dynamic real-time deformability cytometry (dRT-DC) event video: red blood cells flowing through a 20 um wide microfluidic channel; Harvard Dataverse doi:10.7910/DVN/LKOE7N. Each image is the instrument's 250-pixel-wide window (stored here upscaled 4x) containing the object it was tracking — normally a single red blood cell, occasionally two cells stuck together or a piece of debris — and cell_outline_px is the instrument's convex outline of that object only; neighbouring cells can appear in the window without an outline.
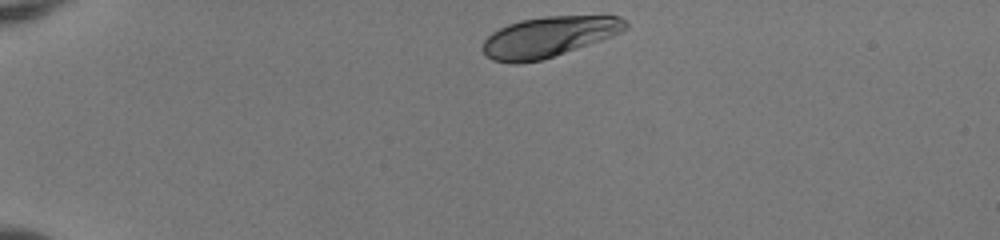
{"species": "human", "species_latin": "Homo sapiens", "temperature_condition": "room temperature", "stored_images_in_passage": 39, "camera_frame_rate_fps": 3000, "um_per_image_px": 0.085, "donor": {"sex": "female"}, "frame": {"image": 1, "passage_image": 1, "time_ms": 0.0, "image_size_px": [1000, 240], "cell_outline_px": [[628, 28], [612, 36], [540, 60], [516, 64], [512, 64], [492, 60], [480, 48], [484, 40], [492, 32], [508, 24], [520, 20], [544, 16], [620, 16], [628, 24]], "centroid_in_image_um": [46.59, 3.12], "position_along_channel_um": 38.4, "area_um2": 33.35}}
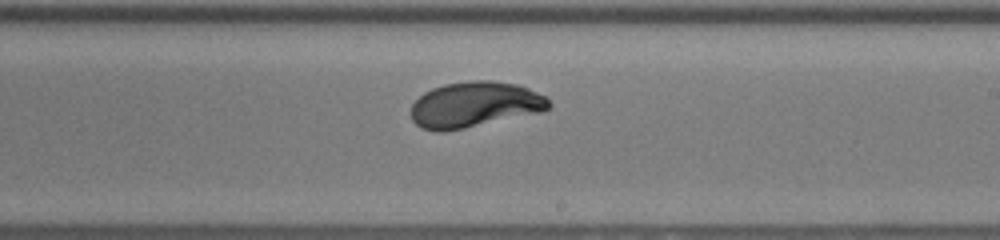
{"frame": {"image": 2, "passage_image": 22, "time_ms": 7.0, "image_size_px": [1000, 240], "cell_outline_px": [[552, 104], [548, 108], [540, 112], [464, 128], [444, 132], [436, 132], [420, 128], [412, 120], [412, 104], [424, 92], [432, 88], [444, 84], [472, 80], [492, 80], [516, 84], [528, 88], [548, 96]], "centroid_in_image_um": [40.35, 8.89], "position_along_channel_um": 248.6, "area_um2": 36.76}}
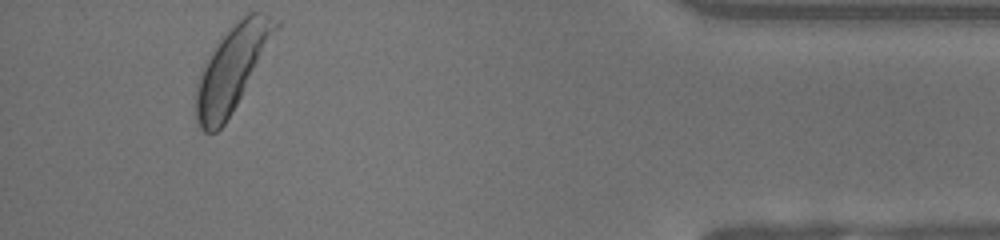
{"frame": {"image": 3, "passage_image": 38, "time_ms": 12.333, "image_size_px": [1000, 240], "cell_outline_px": [[280, 24], [232, 112], [224, 124], [216, 132], [204, 132], [196, 124], [196, 84], [200, 72], [204, 64], [216, 44], [248, 12], [260, 12], [280, 20]], "centroid_in_image_um": [19.69, 5.85], "position_along_channel_um": 415.5, "area_um2": 37.92}, "authors_computed_cell_mechanics": {"area_um2": 36.0672, "velocity_mm_per_s": 3.9737, "shape_relaxation_time_tau1_ms": 3.1168, "shape_relaxation_time_tau2_ms": null, "deformation_change_tau1": 0.1801, "deformation_change_tau2": null}}